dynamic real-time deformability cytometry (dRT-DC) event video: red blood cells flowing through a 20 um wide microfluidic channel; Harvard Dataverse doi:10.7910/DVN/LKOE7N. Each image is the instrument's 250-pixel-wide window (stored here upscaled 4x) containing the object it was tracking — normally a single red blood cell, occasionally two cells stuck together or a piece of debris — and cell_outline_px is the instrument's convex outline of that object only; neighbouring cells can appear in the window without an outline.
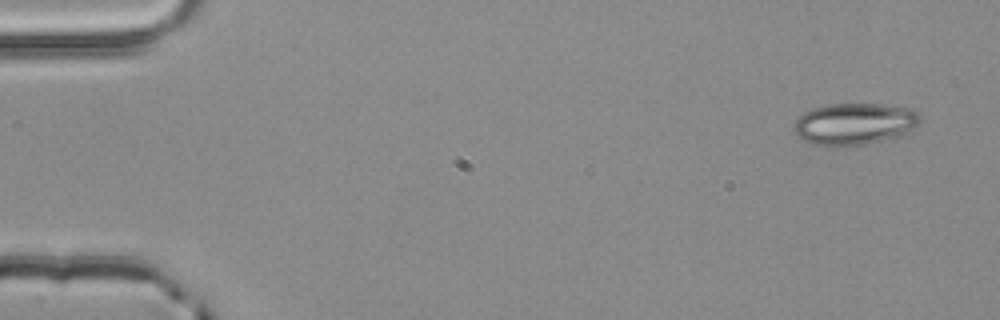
{"species": "common noctule bat (a hibernating species)", "species_latin": "Nyctalus noctula", "temperature_condition": "room temperature", "stored_images_in_passage": 4, "camera_frame_rate_fps": 3000, "um_per_image_px": 0.085, "animal": {"sex": "male", "body_mass_g": 20.4}, "frame": {"image": 1, "passage_image": 1, "time_ms": 0.0, "image_size_px": [1000, 320], "cell_outline_px": [[920, 120], [912, 128], [900, 136], [864, 144], [832, 148], [812, 144], [804, 140], [792, 128], [796, 120], [804, 112], [812, 108], [828, 104], [880, 104], [908, 108], [916, 112], [920, 116]], "centroid_in_image_um": [72.57, 10.54], "position_along_channel_um": 12.4, "area_um2": 30.63}}